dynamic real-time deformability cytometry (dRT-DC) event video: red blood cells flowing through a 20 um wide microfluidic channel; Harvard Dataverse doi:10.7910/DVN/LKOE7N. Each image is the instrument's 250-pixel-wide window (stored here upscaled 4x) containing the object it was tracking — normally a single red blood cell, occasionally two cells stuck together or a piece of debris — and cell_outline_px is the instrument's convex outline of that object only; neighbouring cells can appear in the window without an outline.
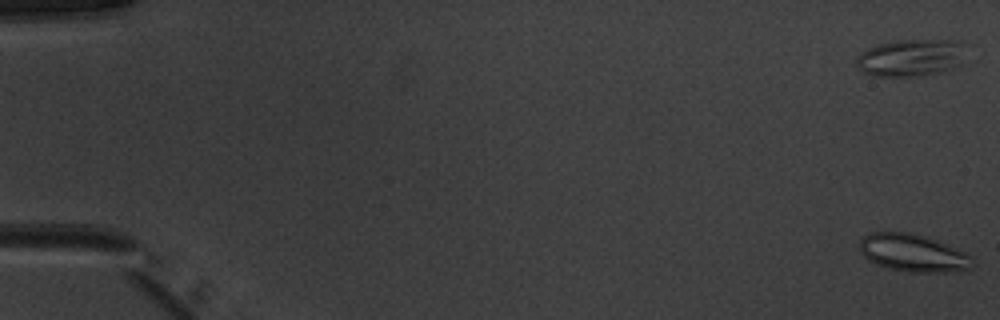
{"species": "common noctule bat (a hibernating species)", "species_latin": "Nyctalus noctula", "temperature_condition": "warm", "stored_images_in_passage": 53, "camera_frame_rate_fps": 3000, "um_per_image_px": 0.085, "animal": {"sex": "male", "body_mass_g": 20.1, "forearm_length_mm": 53.5}, "frame": {"image": 1, "passage_image": 1, "time_ms": 0.0, "image_size_px": [1000, 320], "cell_outline_px": [[972, 260], [968, 268], [960, 272], [908, 272], [888, 268], [876, 264], [868, 260], [860, 252], [860, 240], [864, 236], [872, 232], [912, 232], [928, 236], [964, 252]], "centroid_in_image_um": [77.57, 21.49], "position_along_channel_um": 7.4, "area_um2": 24.68}}
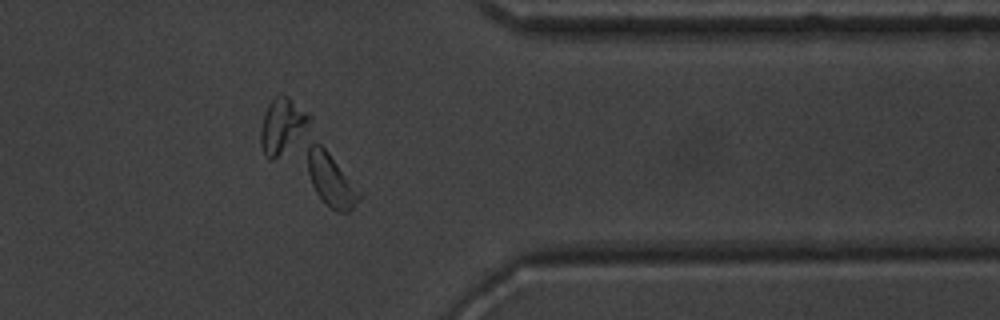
{"frame": {"image": 2, "passage_image": 43, "time_ms": 14.0, "image_size_px": [1000, 320], "cell_outline_px": [[364, 192], [360, 200], [348, 212], [336, 212], [324, 204], [316, 192], [312, 184], [308, 172], [308, 144], [320, 144], [328, 152]], "centroid_in_image_um": [28.21, 15.36], "position_along_channel_um": 383.2, "area_um2": 16.18}}